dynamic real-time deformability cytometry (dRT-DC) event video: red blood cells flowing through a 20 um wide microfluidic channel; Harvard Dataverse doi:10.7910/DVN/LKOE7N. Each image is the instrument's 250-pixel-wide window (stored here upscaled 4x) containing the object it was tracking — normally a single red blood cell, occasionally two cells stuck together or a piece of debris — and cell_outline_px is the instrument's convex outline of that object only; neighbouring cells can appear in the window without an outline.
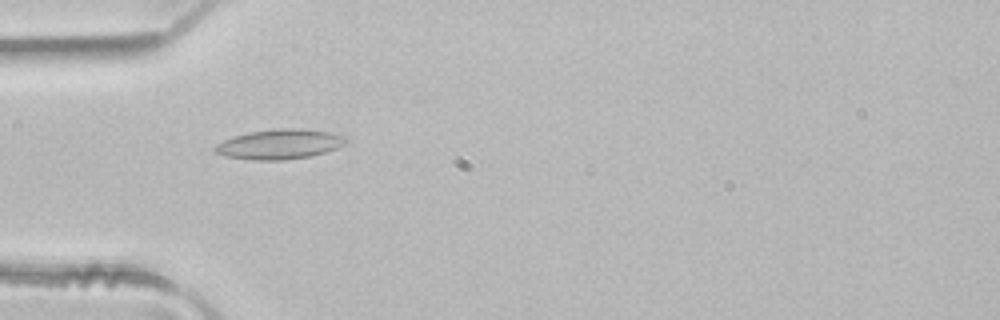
{"species": "common noctule bat (a hibernating species)", "species_latin": "Nyctalus noctula", "temperature_condition": "room temperature", "stored_images_in_passage": 49, "camera_frame_rate_fps": 3000, "um_per_image_px": 0.085, "animal": {"sex": "male", "body_mass_g": 21.5, "forearm_length_mm": 52.0}, "frame": {"image": 1, "passage_image": 15, "time_ms": 4.667, "image_size_px": [1000, 320], "cell_outline_px": [[348, 140], [344, 144], [336, 148], [312, 156], [284, 160], [252, 160], [224, 156], [212, 152], [212, 148], [216, 144], [232, 136], [248, 132], [280, 128], [300, 128], [332, 132], [348, 136]], "centroid_in_image_um": [23.75, 12.25], "position_along_channel_um": 61.3, "area_um2": 23.18}}
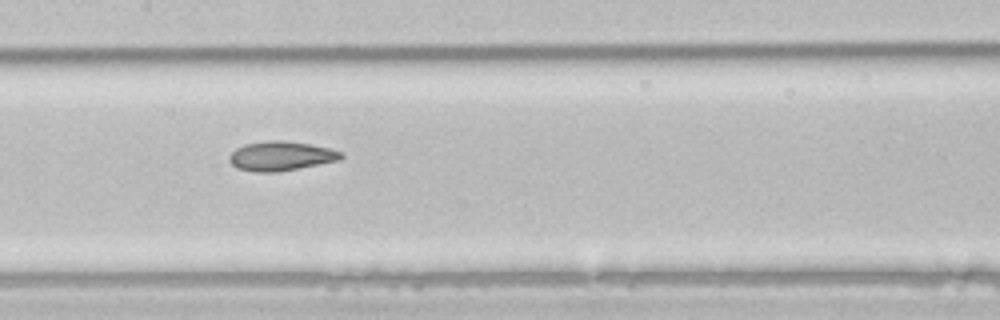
{"frame": {"image": 2, "passage_image": 24, "time_ms": 7.667, "image_size_px": [1000, 320], "cell_outline_px": [[344, 156], [340, 160], [276, 172], [256, 172], [236, 168], [228, 160], [228, 156], [236, 148], [244, 144], [268, 140], [280, 140], [308, 144], [328, 148], [340, 152]], "centroid_in_image_um": [23.82, 13.26], "position_along_channel_um": 183.6, "area_um2": 18.96}}
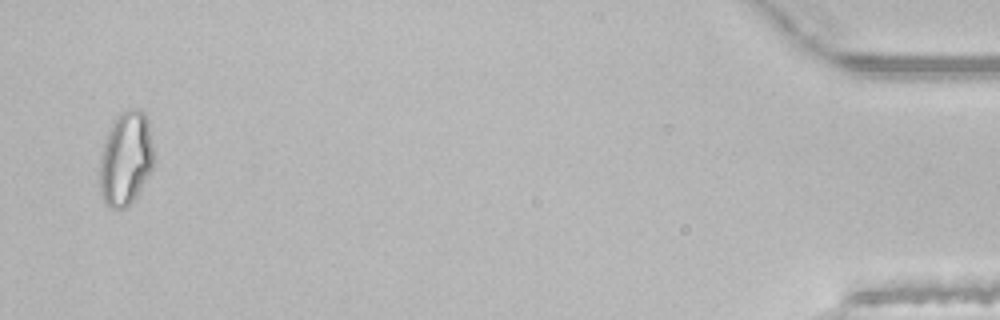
{"frame": {"image": 3, "passage_image": 48, "time_ms": 15.667, "image_size_px": [1000, 320], "cell_outline_px": [[152, 168], [148, 176], [136, 196], [124, 208], [108, 208], [104, 204], [100, 192], [100, 152], [108, 132], [116, 116], [120, 112], [128, 108], [140, 108], [144, 112], [148, 124], [152, 148]], "centroid_in_image_um": [10.65, 13.47], "position_along_channel_um": 424.5, "area_um2": 29.42}, "authors_computed_cell_mechanics": {"area_um2": 21.0392, "velocity_mm_per_s": 4.1207, "shape_relaxation_time_tau1_ms": null, "shape_relaxation_time_tau2_ms": 3.6038, "deformation_change_tau1": null, "deformation_change_tau2": 0.0891}}